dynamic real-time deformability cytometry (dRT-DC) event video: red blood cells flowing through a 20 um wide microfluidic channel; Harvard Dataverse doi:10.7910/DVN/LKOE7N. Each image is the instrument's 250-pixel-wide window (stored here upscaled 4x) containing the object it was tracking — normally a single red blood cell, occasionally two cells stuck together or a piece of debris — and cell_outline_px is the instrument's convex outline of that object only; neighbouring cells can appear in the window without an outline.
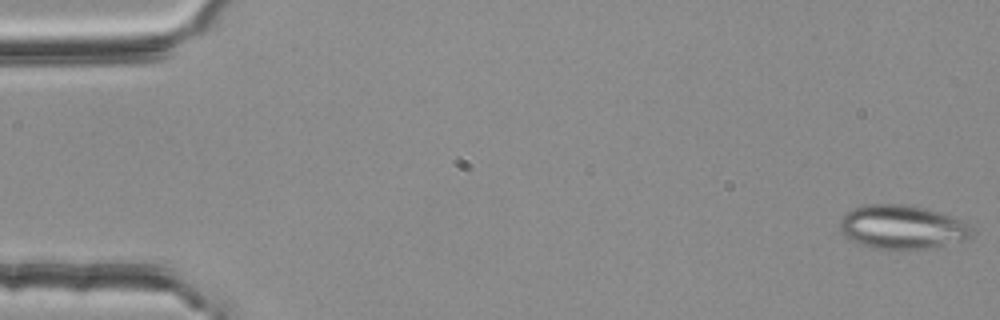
{"species": "common noctule bat (a hibernating species)", "species_latin": "Nyctalus noctula", "temperature_condition": "room temperature", "stored_images_in_passage": 54, "segment_of_instrument_passage": [1, 2], "camera_frame_rate_fps": 3000, "um_per_image_px": 0.085, "animal": {"sex": "female", "body_mass_g": 25.1}, "frame": {"image": 1, "passage_image": 1, "time_ms": 0.0, "image_size_px": [1000, 320], "cell_outline_px": [[972, 236], [964, 240], [936, 248], [872, 248], [856, 244], [848, 240], [840, 228], [840, 220], [852, 208], [864, 204], [908, 204], [940, 212], [972, 228]], "centroid_in_image_um": [76.63, 19.3], "position_along_channel_um": 8.4, "area_um2": 33.52}}